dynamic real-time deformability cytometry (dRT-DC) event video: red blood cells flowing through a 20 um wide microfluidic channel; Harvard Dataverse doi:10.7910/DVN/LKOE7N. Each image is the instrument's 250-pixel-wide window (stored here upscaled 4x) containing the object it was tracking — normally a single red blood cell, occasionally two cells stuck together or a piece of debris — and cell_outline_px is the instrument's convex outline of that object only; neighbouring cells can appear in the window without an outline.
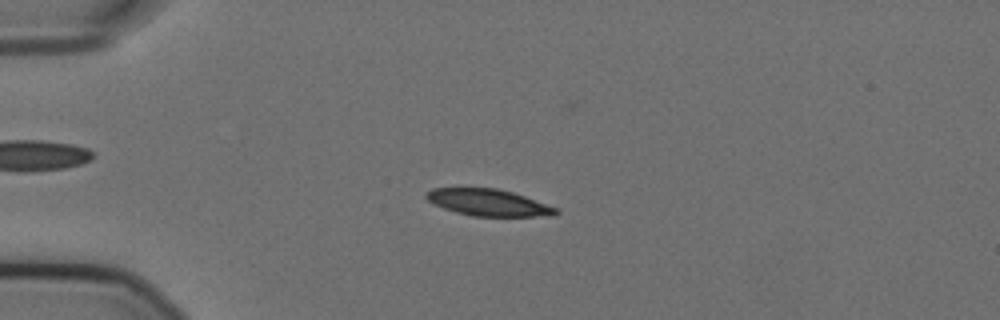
{"species": "Egyptian fruit bat (a non-hibernating species)", "species_latin": "Rousettus aegyptiacus", "temperature_condition": "cold", "stored_images_in_passage": 56, "camera_frame_rate_fps": 3000, "um_per_image_px": 0.085, "animal": {"sex": "female"}, "frame": {"image": 1, "passage_image": 14, "time_ms": 4.333, "image_size_px": [1000, 320], "cell_outline_px": [[560, 212], [552, 216], [472, 216], [456, 212], [432, 204], [424, 196], [432, 188], [460, 184], [496, 188], [512, 192], [524, 196], [556, 208]], "centroid_in_image_um": [41.39, 17.16], "position_along_channel_um": 43.6, "area_um2": 20.92}}
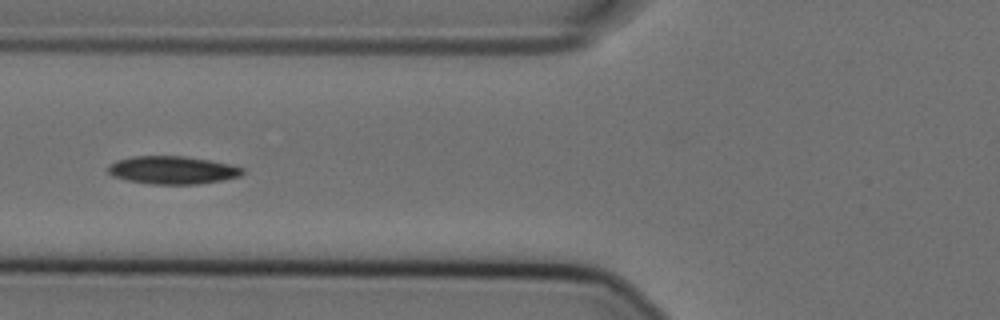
{"frame": {"image": 2, "passage_image": 22, "time_ms": 7.0, "image_size_px": [1000, 320], "cell_outline_px": [[244, 172], [240, 176], [220, 180], [196, 184], [152, 184], [128, 180], [112, 176], [108, 172], [108, 164], [116, 160], [132, 156], [184, 156], [232, 164], [244, 168]], "centroid_in_image_um": [14.64, 14.45], "position_along_channel_um": 111.2, "area_um2": 21.85}}
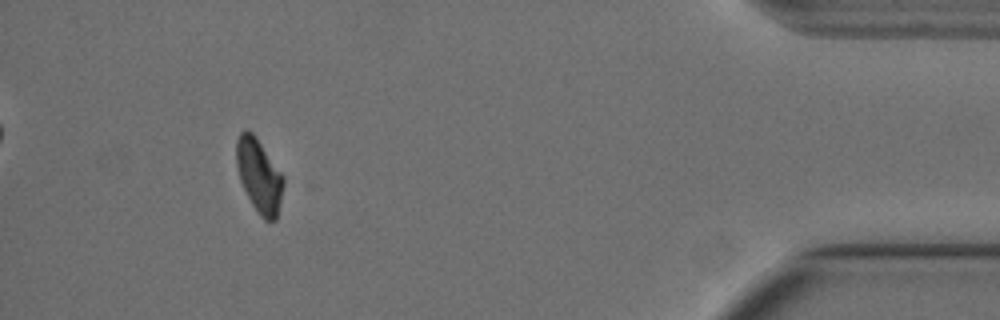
{"frame": {"image": 3, "passage_image": 52, "time_ms": 17.0, "image_size_px": [1000, 320], "cell_outline_px": [[284, 184], [276, 220], [264, 220], [260, 216], [252, 204], [240, 180], [236, 164], [236, 140], [240, 132], [252, 132], [256, 136], [284, 176]], "centroid_in_image_um": [22.03, 14.93], "position_along_channel_um": 413.2, "area_um2": 20.0}, "authors_computed_cell_mechanics": {"area_um2": 21.1837, "velocity_mm_per_s": 3.5771, "shape_relaxation_time_tau1_ms": 7.5061, "shape_relaxation_time_tau2_ms": null, "deformation_change_tau1": 0.1832, "deformation_change_tau2": null}}